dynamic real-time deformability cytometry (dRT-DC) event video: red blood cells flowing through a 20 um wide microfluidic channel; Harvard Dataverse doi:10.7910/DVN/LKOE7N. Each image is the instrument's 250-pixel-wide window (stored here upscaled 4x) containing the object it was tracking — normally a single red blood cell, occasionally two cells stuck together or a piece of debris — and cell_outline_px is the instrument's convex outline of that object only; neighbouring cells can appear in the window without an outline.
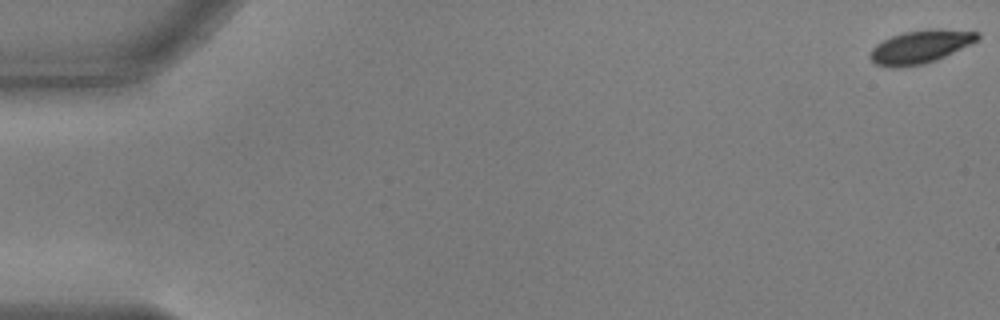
{"species": "common noctule bat (a hibernating species)", "species_latin": "Nyctalus noctula", "temperature_condition": "warm", "stored_images_in_passage": 7, "camera_frame_rate_fps": 3000, "um_per_image_px": 0.085, "animal": {"sex": "male", "body_mass_g": 17.9, "forearm_length_mm": 54.2}, "frame": {"image": 1, "passage_image": 1, "time_ms": 0.0, "image_size_px": [1000, 320], "cell_outline_px": [[980, 36], [972, 44], [936, 60], [924, 64], [896, 68], [892, 68], [876, 64], [868, 56], [872, 48], [876, 44], [892, 36], [904, 32], [932, 28], [940, 28], [980, 32]], "centroid_in_image_um": [78.24, 3.97], "position_along_channel_um": 6.8, "area_um2": 20.87}}